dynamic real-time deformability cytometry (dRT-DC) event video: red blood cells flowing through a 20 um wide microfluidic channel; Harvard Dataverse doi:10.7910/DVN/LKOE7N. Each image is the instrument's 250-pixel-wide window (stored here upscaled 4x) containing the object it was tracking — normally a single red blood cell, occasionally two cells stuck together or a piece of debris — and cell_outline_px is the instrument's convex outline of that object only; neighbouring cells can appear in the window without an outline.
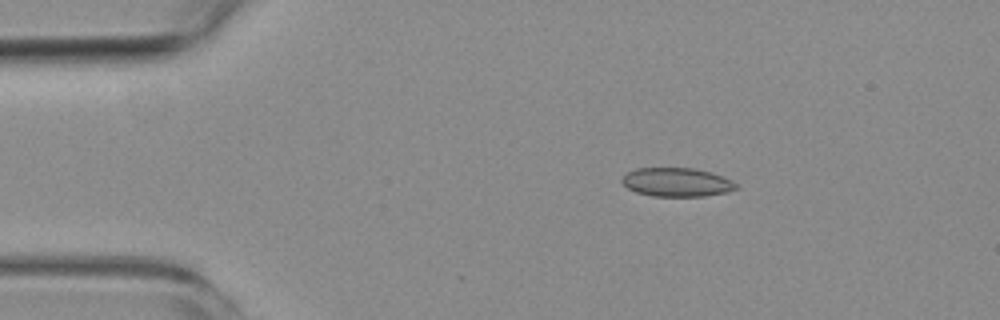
{"species": "common noctule bat (a hibernating species)", "species_latin": "Nyctalus noctula", "temperature_condition": "room temperature", "stored_images_in_passage": 2, "camera_frame_rate_fps": 3000, "um_per_image_px": 0.085, "animal": {"sex": "female", "body_mass_g": 19.3, "forearm_length_mm": 54.1}, "frame": {"image": 1, "passage_image": 1, "time_ms": 0.0, "image_size_px": [1000, 320], "cell_outline_px": [[740, 188], [728, 192], [704, 196], [652, 196], [636, 192], [628, 188], [620, 180], [628, 172], [636, 168], [696, 168], [712, 172], [732, 180]], "centroid_in_image_um": [57.56, 15.48], "position_along_channel_um": 27.4, "area_um2": 19.25}}